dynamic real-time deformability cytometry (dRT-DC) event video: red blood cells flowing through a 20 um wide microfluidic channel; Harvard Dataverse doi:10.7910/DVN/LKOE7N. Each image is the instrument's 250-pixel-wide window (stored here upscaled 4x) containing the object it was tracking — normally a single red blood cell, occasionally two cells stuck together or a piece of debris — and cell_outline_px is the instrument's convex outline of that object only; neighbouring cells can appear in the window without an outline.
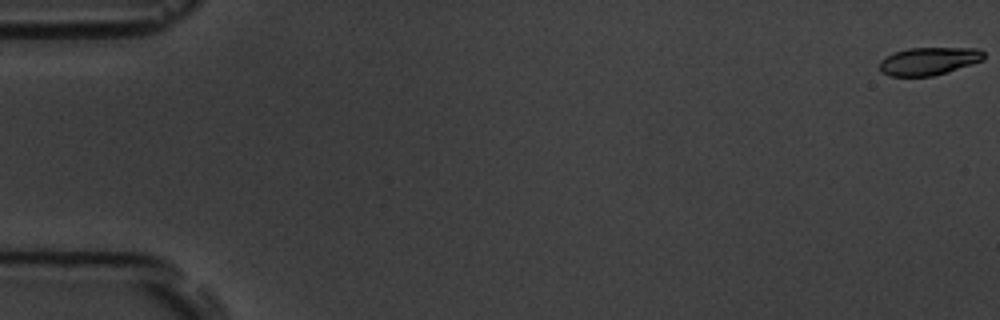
{"species": "common noctule bat (a hibernating species)", "species_latin": "Nyctalus noctula", "temperature_condition": "room temperature", "stored_images_in_passage": 55, "camera_frame_rate_fps": 3000, "um_per_image_px": 0.085, "animal": {"sex": "male", "body_mass_g": 19.5, "forearm_length_mm": 54.6}, "frame": {"image": 1, "passage_image": 1, "time_ms": 0.0, "image_size_px": [1000, 320], "cell_outline_px": [[984, 60], [948, 72], [932, 76], [888, 76], [880, 72], [880, 60], [884, 56], [892, 52], [908, 48], [980, 48], [984, 52]], "centroid_in_image_um": [78.93, 5.19], "position_along_channel_um": 6.1, "area_um2": 17.17}}
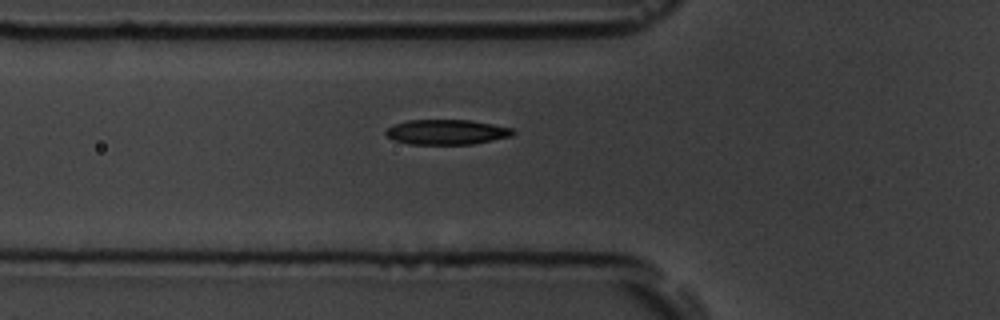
{"frame": {"image": 2, "passage_image": 20, "time_ms": 6.333, "image_size_px": [1000, 320], "cell_outline_px": [[516, 132], [512, 136], [472, 144], [408, 144], [392, 140], [384, 132], [392, 124], [408, 120], [472, 120], [512, 128]], "centroid_in_image_um": [37.94, 11.22], "position_along_channel_um": 87.9, "area_um2": 18.61}}
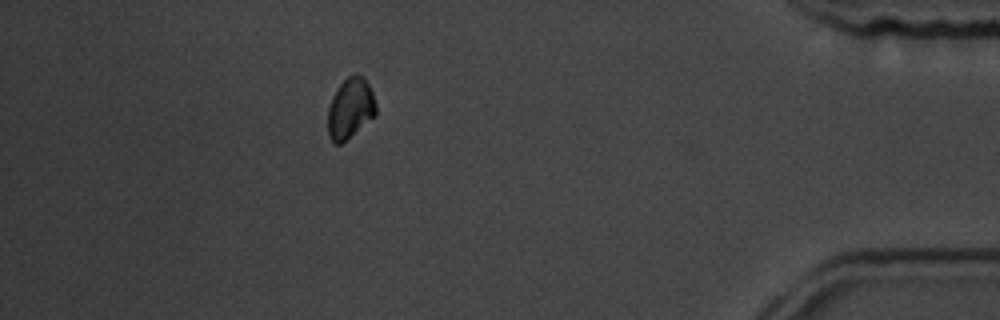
{"frame": {"image": 3, "passage_image": 49, "time_ms": 16.0, "image_size_px": [1000, 320], "cell_outline_px": [[376, 116], [340, 144], [336, 144], [328, 136], [328, 108], [332, 96], [336, 88], [352, 72], [356, 72], [368, 84], [372, 92], [376, 104]], "centroid_in_image_um": [29.77, 9.2], "position_along_channel_um": 405.4, "area_um2": 16.99}, "authors_computed_cell_mechanics": {"area_um2": 17.918, "velocity_mm_per_s": 3.7736, "shape_relaxation_time_tau1_ms": 1.8068, "shape_relaxation_time_tau2_ms": null, "deformation_change_tau1": 0.0825, "deformation_change_tau2": null}}